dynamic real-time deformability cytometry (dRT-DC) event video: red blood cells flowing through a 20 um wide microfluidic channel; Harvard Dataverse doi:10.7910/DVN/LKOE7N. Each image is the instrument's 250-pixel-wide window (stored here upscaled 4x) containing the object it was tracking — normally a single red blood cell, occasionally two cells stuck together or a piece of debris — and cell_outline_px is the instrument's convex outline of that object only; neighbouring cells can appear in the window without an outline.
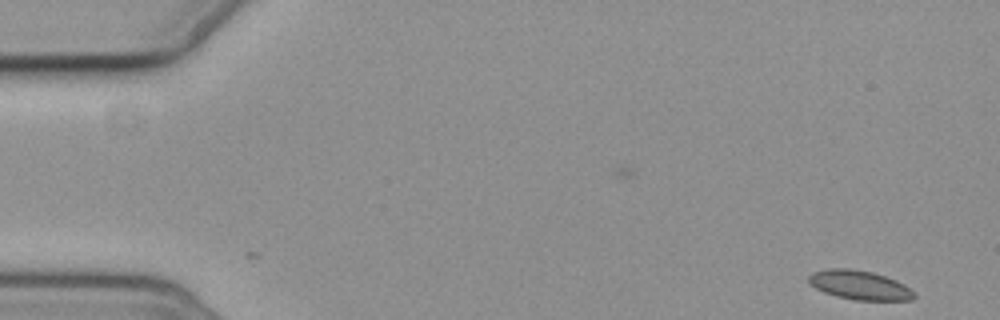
{"species": "common noctule bat (a hibernating species)", "species_latin": "Nyctalus noctula", "temperature_condition": "cold", "stored_images_in_passage": 6, "segment_of_instrument_passage": [1, 2], "camera_frame_rate_fps": 3000, "um_per_image_px": 0.085, "animal": {"sex": "female", "body_mass_g": 19.3, "forearm_length_mm": 54.1}, "frame": {"image": 1, "passage_image": 1, "time_ms": 0.0, "image_size_px": [1000, 320], "cell_outline_px": [[916, 296], [912, 300], [856, 300], [836, 296], [824, 292], [808, 284], [808, 276], [812, 272], [828, 268], [848, 268], [872, 272], [896, 280], [904, 284], [916, 292]], "centroid_in_image_um": [73.06, 24.23], "position_along_channel_um": 11.9, "area_um2": 18.03}}